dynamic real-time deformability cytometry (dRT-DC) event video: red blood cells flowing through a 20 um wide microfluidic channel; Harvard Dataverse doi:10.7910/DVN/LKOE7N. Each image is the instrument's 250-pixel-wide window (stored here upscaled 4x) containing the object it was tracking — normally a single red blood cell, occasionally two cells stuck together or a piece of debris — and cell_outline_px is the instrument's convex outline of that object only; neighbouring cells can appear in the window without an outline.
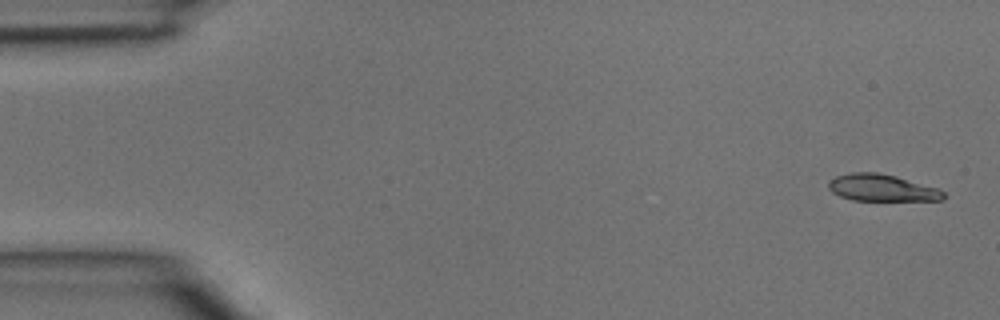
{"species": "common noctule bat (a hibernating species)", "species_latin": "Nyctalus noctula", "temperature_condition": "room temperature", "stored_images_in_passage": 5, "camera_frame_rate_fps": 3000, "um_per_image_px": 0.085, "animal": {"sex": "male", "body_mass_g": 15.6}, "frame": {"image": 1, "passage_image": 1, "time_ms": 0.0, "image_size_px": [1000, 320], "cell_outline_px": [[948, 196], [944, 200], [852, 200], [840, 196], [832, 192], [828, 188], [828, 180], [836, 176], [852, 172], [876, 172], [896, 176], [936, 188], [944, 192]], "centroid_in_image_um": [74.94, 15.96], "position_along_channel_um": 10.1, "area_um2": 17.98}}
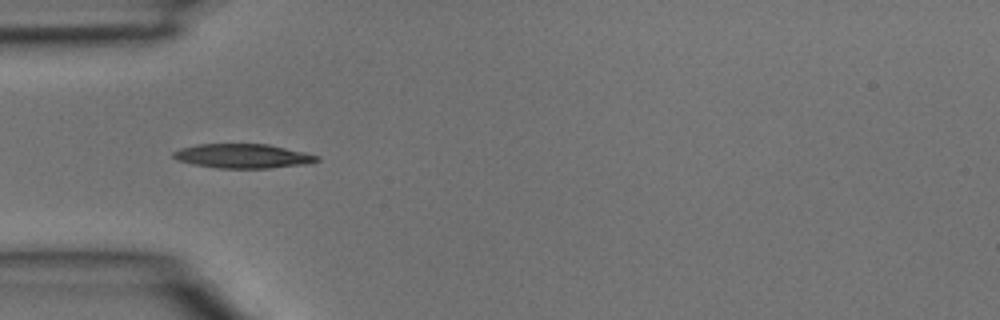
{"frame": {"image": 2, "passage_image": 4, "time_ms": 1.0, "image_size_px": [1000, 320], "cell_outline_px": [[320, 160], [308, 164], [268, 168], [220, 168], [192, 164], [176, 160], [172, 156], [172, 152], [180, 148], [196, 144], [268, 144], [304, 152], [320, 156]], "centroid_in_image_um": [20.63, 13.26], "position_along_channel_um": 64.4, "area_um2": 20.4}}